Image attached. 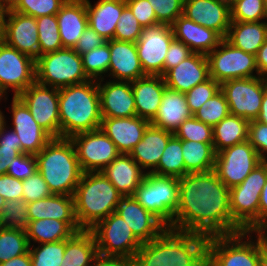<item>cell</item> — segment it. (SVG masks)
<instances>
[{"label": "cell", "instance_id": "1", "mask_svg": "<svg viewBox=\"0 0 267 266\" xmlns=\"http://www.w3.org/2000/svg\"><path fill=\"white\" fill-rule=\"evenodd\" d=\"M178 183V207L171 229L207 237L243 231L232 219L230 189L214 170L188 173Z\"/></svg>", "mask_w": 267, "mask_h": 266}, {"label": "cell", "instance_id": "2", "mask_svg": "<svg viewBox=\"0 0 267 266\" xmlns=\"http://www.w3.org/2000/svg\"><path fill=\"white\" fill-rule=\"evenodd\" d=\"M208 237L166 228L143 243L133 260L135 266H199L207 258Z\"/></svg>", "mask_w": 267, "mask_h": 266}, {"label": "cell", "instance_id": "3", "mask_svg": "<svg viewBox=\"0 0 267 266\" xmlns=\"http://www.w3.org/2000/svg\"><path fill=\"white\" fill-rule=\"evenodd\" d=\"M60 137L100 129L102 116L98 81L59 88Z\"/></svg>", "mask_w": 267, "mask_h": 266}, {"label": "cell", "instance_id": "4", "mask_svg": "<svg viewBox=\"0 0 267 266\" xmlns=\"http://www.w3.org/2000/svg\"><path fill=\"white\" fill-rule=\"evenodd\" d=\"M35 156L37 170L46 181L50 192L74 196L83 171L71 139L52 138Z\"/></svg>", "mask_w": 267, "mask_h": 266}, {"label": "cell", "instance_id": "5", "mask_svg": "<svg viewBox=\"0 0 267 266\" xmlns=\"http://www.w3.org/2000/svg\"><path fill=\"white\" fill-rule=\"evenodd\" d=\"M121 197L102 172L83 173L74 193L75 216L80 228L90 230L115 212Z\"/></svg>", "mask_w": 267, "mask_h": 266}, {"label": "cell", "instance_id": "6", "mask_svg": "<svg viewBox=\"0 0 267 266\" xmlns=\"http://www.w3.org/2000/svg\"><path fill=\"white\" fill-rule=\"evenodd\" d=\"M254 233L257 240L251 236ZM254 233L242 231L208 237L207 260L211 266H258L260 234Z\"/></svg>", "mask_w": 267, "mask_h": 266}, {"label": "cell", "instance_id": "7", "mask_svg": "<svg viewBox=\"0 0 267 266\" xmlns=\"http://www.w3.org/2000/svg\"><path fill=\"white\" fill-rule=\"evenodd\" d=\"M178 196V178L154 173H146L133 194L144 209L170 229L178 207Z\"/></svg>", "mask_w": 267, "mask_h": 266}, {"label": "cell", "instance_id": "8", "mask_svg": "<svg viewBox=\"0 0 267 266\" xmlns=\"http://www.w3.org/2000/svg\"><path fill=\"white\" fill-rule=\"evenodd\" d=\"M266 181L267 162H261L242 183L230 188L232 219L243 231L258 232L260 196Z\"/></svg>", "mask_w": 267, "mask_h": 266}, {"label": "cell", "instance_id": "9", "mask_svg": "<svg viewBox=\"0 0 267 266\" xmlns=\"http://www.w3.org/2000/svg\"><path fill=\"white\" fill-rule=\"evenodd\" d=\"M36 82L62 88L90 80L84 72L82 57L74 48H62L35 60Z\"/></svg>", "mask_w": 267, "mask_h": 266}, {"label": "cell", "instance_id": "10", "mask_svg": "<svg viewBox=\"0 0 267 266\" xmlns=\"http://www.w3.org/2000/svg\"><path fill=\"white\" fill-rule=\"evenodd\" d=\"M98 255L133 259L142 243L116 212L97 222L91 229Z\"/></svg>", "mask_w": 267, "mask_h": 266}, {"label": "cell", "instance_id": "11", "mask_svg": "<svg viewBox=\"0 0 267 266\" xmlns=\"http://www.w3.org/2000/svg\"><path fill=\"white\" fill-rule=\"evenodd\" d=\"M206 56L209 63V76L220 84L232 79L259 76L256 55L234 47L225 38ZM254 71L256 74L253 73Z\"/></svg>", "mask_w": 267, "mask_h": 266}, {"label": "cell", "instance_id": "12", "mask_svg": "<svg viewBox=\"0 0 267 266\" xmlns=\"http://www.w3.org/2000/svg\"><path fill=\"white\" fill-rule=\"evenodd\" d=\"M265 89V78H238L225 81L221 84L231 115L254 120L261 108Z\"/></svg>", "mask_w": 267, "mask_h": 266}, {"label": "cell", "instance_id": "13", "mask_svg": "<svg viewBox=\"0 0 267 266\" xmlns=\"http://www.w3.org/2000/svg\"><path fill=\"white\" fill-rule=\"evenodd\" d=\"M261 160L248 140L224 148L216 154L214 171L230 189L242 183Z\"/></svg>", "mask_w": 267, "mask_h": 266}, {"label": "cell", "instance_id": "14", "mask_svg": "<svg viewBox=\"0 0 267 266\" xmlns=\"http://www.w3.org/2000/svg\"><path fill=\"white\" fill-rule=\"evenodd\" d=\"M70 139L83 173L101 172L120 154L113 141L101 129L78 133Z\"/></svg>", "mask_w": 267, "mask_h": 266}, {"label": "cell", "instance_id": "15", "mask_svg": "<svg viewBox=\"0 0 267 266\" xmlns=\"http://www.w3.org/2000/svg\"><path fill=\"white\" fill-rule=\"evenodd\" d=\"M18 97L28 107L34 120L52 137H60L59 88L37 82L28 86Z\"/></svg>", "mask_w": 267, "mask_h": 266}, {"label": "cell", "instance_id": "16", "mask_svg": "<svg viewBox=\"0 0 267 266\" xmlns=\"http://www.w3.org/2000/svg\"><path fill=\"white\" fill-rule=\"evenodd\" d=\"M36 82L35 59L0 43V87L7 94L11 88L13 96H18L28 86Z\"/></svg>", "mask_w": 267, "mask_h": 266}, {"label": "cell", "instance_id": "17", "mask_svg": "<svg viewBox=\"0 0 267 266\" xmlns=\"http://www.w3.org/2000/svg\"><path fill=\"white\" fill-rule=\"evenodd\" d=\"M173 40L171 26L156 24L143 29L136 49L146 75H164V60Z\"/></svg>", "mask_w": 267, "mask_h": 266}, {"label": "cell", "instance_id": "18", "mask_svg": "<svg viewBox=\"0 0 267 266\" xmlns=\"http://www.w3.org/2000/svg\"><path fill=\"white\" fill-rule=\"evenodd\" d=\"M183 15L226 38L231 23L230 1L184 0Z\"/></svg>", "mask_w": 267, "mask_h": 266}, {"label": "cell", "instance_id": "19", "mask_svg": "<svg viewBox=\"0 0 267 266\" xmlns=\"http://www.w3.org/2000/svg\"><path fill=\"white\" fill-rule=\"evenodd\" d=\"M6 18L3 41L36 60L39 57L36 18L13 10L7 11Z\"/></svg>", "mask_w": 267, "mask_h": 266}, {"label": "cell", "instance_id": "20", "mask_svg": "<svg viewBox=\"0 0 267 266\" xmlns=\"http://www.w3.org/2000/svg\"><path fill=\"white\" fill-rule=\"evenodd\" d=\"M11 103L12 129L19 136L22 151L38 154L52 137L34 120L28 107L18 96H13Z\"/></svg>", "mask_w": 267, "mask_h": 266}, {"label": "cell", "instance_id": "21", "mask_svg": "<svg viewBox=\"0 0 267 266\" xmlns=\"http://www.w3.org/2000/svg\"><path fill=\"white\" fill-rule=\"evenodd\" d=\"M98 80L100 111L102 118H126L137 116L131 82Z\"/></svg>", "mask_w": 267, "mask_h": 266}, {"label": "cell", "instance_id": "22", "mask_svg": "<svg viewBox=\"0 0 267 266\" xmlns=\"http://www.w3.org/2000/svg\"><path fill=\"white\" fill-rule=\"evenodd\" d=\"M115 212L125 220L142 244L158 237L167 228L133 196H122Z\"/></svg>", "mask_w": 267, "mask_h": 266}, {"label": "cell", "instance_id": "23", "mask_svg": "<svg viewBox=\"0 0 267 266\" xmlns=\"http://www.w3.org/2000/svg\"><path fill=\"white\" fill-rule=\"evenodd\" d=\"M209 78V63L202 53H193L163 75L166 87L184 94Z\"/></svg>", "mask_w": 267, "mask_h": 266}, {"label": "cell", "instance_id": "24", "mask_svg": "<svg viewBox=\"0 0 267 266\" xmlns=\"http://www.w3.org/2000/svg\"><path fill=\"white\" fill-rule=\"evenodd\" d=\"M150 121L138 116L102 118L100 129L113 141L118 151L129 154L142 140Z\"/></svg>", "mask_w": 267, "mask_h": 266}, {"label": "cell", "instance_id": "25", "mask_svg": "<svg viewBox=\"0 0 267 266\" xmlns=\"http://www.w3.org/2000/svg\"><path fill=\"white\" fill-rule=\"evenodd\" d=\"M110 49V64L108 76L115 81L132 82L146 76L144 73L136 49V43L107 40Z\"/></svg>", "mask_w": 267, "mask_h": 266}, {"label": "cell", "instance_id": "26", "mask_svg": "<svg viewBox=\"0 0 267 266\" xmlns=\"http://www.w3.org/2000/svg\"><path fill=\"white\" fill-rule=\"evenodd\" d=\"M174 39L183 42L194 53L207 55L223 39L217 32L180 15L171 25Z\"/></svg>", "mask_w": 267, "mask_h": 266}, {"label": "cell", "instance_id": "27", "mask_svg": "<svg viewBox=\"0 0 267 266\" xmlns=\"http://www.w3.org/2000/svg\"><path fill=\"white\" fill-rule=\"evenodd\" d=\"M27 204L29 221L55 219L65 221L75 232L82 230L75 216L74 196L52 194Z\"/></svg>", "mask_w": 267, "mask_h": 266}, {"label": "cell", "instance_id": "28", "mask_svg": "<svg viewBox=\"0 0 267 266\" xmlns=\"http://www.w3.org/2000/svg\"><path fill=\"white\" fill-rule=\"evenodd\" d=\"M173 135V132L150 124L145 130L142 140L129 155L145 173H152L157 168L162 153Z\"/></svg>", "mask_w": 267, "mask_h": 266}, {"label": "cell", "instance_id": "29", "mask_svg": "<svg viewBox=\"0 0 267 266\" xmlns=\"http://www.w3.org/2000/svg\"><path fill=\"white\" fill-rule=\"evenodd\" d=\"M63 48H74L88 27L85 0H67L56 14Z\"/></svg>", "mask_w": 267, "mask_h": 266}, {"label": "cell", "instance_id": "30", "mask_svg": "<svg viewBox=\"0 0 267 266\" xmlns=\"http://www.w3.org/2000/svg\"><path fill=\"white\" fill-rule=\"evenodd\" d=\"M136 115L151 121L157 114L166 85L161 75H146L131 82Z\"/></svg>", "mask_w": 267, "mask_h": 266}, {"label": "cell", "instance_id": "31", "mask_svg": "<svg viewBox=\"0 0 267 266\" xmlns=\"http://www.w3.org/2000/svg\"><path fill=\"white\" fill-rule=\"evenodd\" d=\"M101 172L122 196H133L146 174L129 154L122 153Z\"/></svg>", "mask_w": 267, "mask_h": 266}, {"label": "cell", "instance_id": "32", "mask_svg": "<svg viewBox=\"0 0 267 266\" xmlns=\"http://www.w3.org/2000/svg\"><path fill=\"white\" fill-rule=\"evenodd\" d=\"M192 115L185 94L166 87L157 114L150 123L174 133Z\"/></svg>", "mask_w": 267, "mask_h": 266}, {"label": "cell", "instance_id": "33", "mask_svg": "<svg viewBox=\"0 0 267 266\" xmlns=\"http://www.w3.org/2000/svg\"><path fill=\"white\" fill-rule=\"evenodd\" d=\"M86 1L88 26L106 40L114 39L115 29L125 0H98L94 5Z\"/></svg>", "mask_w": 267, "mask_h": 266}, {"label": "cell", "instance_id": "34", "mask_svg": "<svg viewBox=\"0 0 267 266\" xmlns=\"http://www.w3.org/2000/svg\"><path fill=\"white\" fill-rule=\"evenodd\" d=\"M267 38V21H231L226 40L244 52L256 55Z\"/></svg>", "mask_w": 267, "mask_h": 266}, {"label": "cell", "instance_id": "35", "mask_svg": "<svg viewBox=\"0 0 267 266\" xmlns=\"http://www.w3.org/2000/svg\"><path fill=\"white\" fill-rule=\"evenodd\" d=\"M97 256L93 234L90 230L82 229L66 239V249L60 266H91Z\"/></svg>", "mask_w": 267, "mask_h": 266}, {"label": "cell", "instance_id": "36", "mask_svg": "<svg viewBox=\"0 0 267 266\" xmlns=\"http://www.w3.org/2000/svg\"><path fill=\"white\" fill-rule=\"evenodd\" d=\"M249 120L229 114L213 127L215 152L248 140Z\"/></svg>", "mask_w": 267, "mask_h": 266}, {"label": "cell", "instance_id": "37", "mask_svg": "<svg viewBox=\"0 0 267 266\" xmlns=\"http://www.w3.org/2000/svg\"><path fill=\"white\" fill-rule=\"evenodd\" d=\"M216 154L213 143L182 140L185 175L214 170Z\"/></svg>", "mask_w": 267, "mask_h": 266}, {"label": "cell", "instance_id": "38", "mask_svg": "<svg viewBox=\"0 0 267 266\" xmlns=\"http://www.w3.org/2000/svg\"><path fill=\"white\" fill-rule=\"evenodd\" d=\"M75 231L65 222L55 219L30 221L26 228L29 244L53 243L69 239Z\"/></svg>", "mask_w": 267, "mask_h": 266}, {"label": "cell", "instance_id": "39", "mask_svg": "<svg viewBox=\"0 0 267 266\" xmlns=\"http://www.w3.org/2000/svg\"><path fill=\"white\" fill-rule=\"evenodd\" d=\"M152 173L176 178H181L185 175L182 140L175 135L169 139L158 166Z\"/></svg>", "mask_w": 267, "mask_h": 266}, {"label": "cell", "instance_id": "40", "mask_svg": "<svg viewBox=\"0 0 267 266\" xmlns=\"http://www.w3.org/2000/svg\"><path fill=\"white\" fill-rule=\"evenodd\" d=\"M29 241L26 230L0 228V263L29 252Z\"/></svg>", "mask_w": 267, "mask_h": 266}, {"label": "cell", "instance_id": "41", "mask_svg": "<svg viewBox=\"0 0 267 266\" xmlns=\"http://www.w3.org/2000/svg\"><path fill=\"white\" fill-rule=\"evenodd\" d=\"M38 26L39 56L63 48L56 15H44L36 18Z\"/></svg>", "mask_w": 267, "mask_h": 266}, {"label": "cell", "instance_id": "42", "mask_svg": "<svg viewBox=\"0 0 267 266\" xmlns=\"http://www.w3.org/2000/svg\"><path fill=\"white\" fill-rule=\"evenodd\" d=\"M81 57L84 72L89 79L96 81L104 79L110 64V49L107 42L82 54Z\"/></svg>", "mask_w": 267, "mask_h": 266}, {"label": "cell", "instance_id": "43", "mask_svg": "<svg viewBox=\"0 0 267 266\" xmlns=\"http://www.w3.org/2000/svg\"><path fill=\"white\" fill-rule=\"evenodd\" d=\"M32 246V247H31ZM66 249V240L30 245L29 252L32 266H60Z\"/></svg>", "mask_w": 267, "mask_h": 266}, {"label": "cell", "instance_id": "44", "mask_svg": "<svg viewBox=\"0 0 267 266\" xmlns=\"http://www.w3.org/2000/svg\"><path fill=\"white\" fill-rule=\"evenodd\" d=\"M229 114L227 100L223 92L220 90L195 111L193 116L199 121L214 127Z\"/></svg>", "mask_w": 267, "mask_h": 266}, {"label": "cell", "instance_id": "45", "mask_svg": "<svg viewBox=\"0 0 267 266\" xmlns=\"http://www.w3.org/2000/svg\"><path fill=\"white\" fill-rule=\"evenodd\" d=\"M231 21H265L264 0H231Z\"/></svg>", "mask_w": 267, "mask_h": 266}, {"label": "cell", "instance_id": "46", "mask_svg": "<svg viewBox=\"0 0 267 266\" xmlns=\"http://www.w3.org/2000/svg\"><path fill=\"white\" fill-rule=\"evenodd\" d=\"M29 222L28 204L23 199L5 202L0 215L1 227L26 230Z\"/></svg>", "mask_w": 267, "mask_h": 266}, {"label": "cell", "instance_id": "47", "mask_svg": "<svg viewBox=\"0 0 267 266\" xmlns=\"http://www.w3.org/2000/svg\"><path fill=\"white\" fill-rule=\"evenodd\" d=\"M174 135L180 140L213 143V127L199 121L193 115L180 125Z\"/></svg>", "mask_w": 267, "mask_h": 266}, {"label": "cell", "instance_id": "48", "mask_svg": "<svg viewBox=\"0 0 267 266\" xmlns=\"http://www.w3.org/2000/svg\"><path fill=\"white\" fill-rule=\"evenodd\" d=\"M143 29V26L138 22L130 8L126 5L117 23L114 39L136 43Z\"/></svg>", "mask_w": 267, "mask_h": 266}, {"label": "cell", "instance_id": "49", "mask_svg": "<svg viewBox=\"0 0 267 266\" xmlns=\"http://www.w3.org/2000/svg\"><path fill=\"white\" fill-rule=\"evenodd\" d=\"M66 1L67 0H20L13 11L34 18L44 15H56Z\"/></svg>", "mask_w": 267, "mask_h": 266}, {"label": "cell", "instance_id": "50", "mask_svg": "<svg viewBox=\"0 0 267 266\" xmlns=\"http://www.w3.org/2000/svg\"><path fill=\"white\" fill-rule=\"evenodd\" d=\"M221 90V84L213 78H209L203 83L185 93L188 108L192 114L195 113L207 100L213 97Z\"/></svg>", "mask_w": 267, "mask_h": 266}, {"label": "cell", "instance_id": "51", "mask_svg": "<svg viewBox=\"0 0 267 266\" xmlns=\"http://www.w3.org/2000/svg\"><path fill=\"white\" fill-rule=\"evenodd\" d=\"M155 12L157 24L171 26L183 14L184 0H148Z\"/></svg>", "mask_w": 267, "mask_h": 266}, {"label": "cell", "instance_id": "52", "mask_svg": "<svg viewBox=\"0 0 267 266\" xmlns=\"http://www.w3.org/2000/svg\"><path fill=\"white\" fill-rule=\"evenodd\" d=\"M22 186V199L26 203L44 199L52 195L46 181L43 179V176L38 172V170L29 178L23 180Z\"/></svg>", "mask_w": 267, "mask_h": 266}, {"label": "cell", "instance_id": "53", "mask_svg": "<svg viewBox=\"0 0 267 266\" xmlns=\"http://www.w3.org/2000/svg\"><path fill=\"white\" fill-rule=\"evenodd\" d=\"M36 171V156L34 154L22 153L12 159L6 174L23 181L33 175Z\"/></svg>", "mask_w": 267, "mask_h": 266}, {"label": "cell", "instance_id": "54", "mask_svg": "<svg viewBox=\"0 0 267 266\" xmlns=\"http://www.w3.org/2000/svg\"><path fill=\"white\" fill-rule=\"evenodd\" d=\"M248 141L257 151L261 162H267V125L255 119L250 120Z\"/></svg>", "mask_w": 267, "mask_h": 266}, {"label": "cell", "instance_id": "55", "mask_svg": "<svg viewBox=\"0 0 267 266\" xmlns=\"http://www.w3.org/2000/svg\"><path fill=\"white\" fill-rule=\"evenodd\" d=\"M125 2L143 28L157 24L155 12L148 0H125Z\"/></svg>", "mask_w": 267, "mask_h": 266}, {"label": "cell", "instance_id": "56", "mask_svg": "<svg viewBox=\"0 0 267 266\" xmlns=\"http://www.w3.org/2000/svg\"><path fill=\"white\" fill-rule=\"evenodd\" d=\"M194 52L183 42L174 39L169 46L164 60V74L182 61L191 56Z\"/></svg>", "mask_w": 267, "mask_h": 266}, {"label": "cell", "instance_id": "57", "mask_svg": "<svg viewBox=\"0 0 267 266\" xmlns=\"http://www.w3.org/2000/svg\"><path fill=\"white\" fill-rule=\"evenodd\" d=\"M0 195L6 201L22 199V180L7 174L0 175Z\"/></svg>", "mask_w": 267, "mask_h": 266}, {"label": "cell", "instance_id": "58", "mask_svg": "<svg viewBox=\"0 0 267 266\" xmlns=\"http://www.w3.org/2000/svg\"><path fill=\"white\" fill-rule=\"evenodd\" d=\"M106 41V39L88 26L79 38L74 50L82 55L94 48L102 46Z\"/></svg>", "mask_w": 267, "mask_h": 266}, {"label": "cell", "instance_id": "59", "mask_svg": "<svg viewBox=\"0 0 267 266\" xmlns=\"http://www.w3.org/2000/svg\"><path fill=\"white\" fill-rule=\"evenodd\" d=\"M0 127V146L8 147V148H15L20 154L24 153L21 148V142L17 133L10 129L7 131L6 123Z\"/></svg>", "mask_w": 267, "mask_h": 266}, {"label": "cell", "instance_id": "60", "mask_svg": "<svg viewBox=\"0 0 267 266\" xmlns=\"http://www.w3.org/2000/svg\"><path fill=\"white\" fill-rule=\"evenodd\" d=\"M91 266H135L133 259L119 257H104L98 255Z\"/></svg>", "mask_w": 267, "mask_h": 266}, {"label": "cell", "instance_id": "61", "mask_svg": "<svg viewBox=\"0 0 267 266\" xmlns=\"http://www.w3.org/2000/svg\"><path fill=\"white\" fill-rule=\"evenodd\" d=\"M19 155L20 153L15 148L0 146V175L7 173L12 159Z\"/></svg>", "mask_w": 267, "mask_h": 266}, {"label": "cell", "instance_id": "62", "mask_svg": "<svg viewBox=\"0 0 267 266\" xmlns=\"http://www.w3.org/2000/svg\"><path fill=\"white\" fill-rule=\"evenodd\" d=\"M267 224V181L262 189L258 209V231Z\"/></svg>", "mask_w": 267, "mask_h": 266}, {"label": "cell", "instance_id": "63", "mask_svg": "<svg viewBox=\"0 0 267 266\" xmlns=\"http://www.w3.org/2000/svg\"><path fill=\"white\" fill-rule=\"evenodd\" d=\"M258 75L267 78V38L256 54Z\"/></svg>", "mask_w": 267, "mask_h": 266}, {"label": "cell", "instance_id": "64", "mask_svg": "<svg viewBox=\"0 0 267 266\" xmlns=\"http://www.w3.org/2000/svg\"><path fill=\"white\" fill-rule=\"evenodd\" d=\"M0 266H32L30 252L0 263Z\"/></svg>", "mask_w": 267, "mask_h": 266}, {"label": "cell", "instance_id": "65", "mask_svg": "<svg viewBox=\"0 0 267 266\" xmlns=\"http://www.w3.org/2000/svg\"><path fill=\"white\" fill-rule=\"evenodd\" d=\"M255 120L267 125V78H265V89L260 112Z\"/></svg>", "mask_w": 267, "mask_h": 266}, {"label": "cell", "instance_id": "66", "mask_svg": "<svg viewBox=\"0 0 267 266\" xmlns=\"http://www.w3.org/2000/svg\"><path fill=\"white\" fill-rule=\"evenodd\" d=\"M258 266H267V249L265 247L264 241L260 236V258Z\"/></svg>", "mask_w": 267, "mask_h": 266}, {"label": "cell", "instance_id": "67", "mask_svg": "<svg viewBox=\"0 0 267 266\" xmlns=\"http://www.w3.org/2000/svg\"><path fill=\"white\" fill-rule=\"evenodd\" d=\"M6 14L7 10L0 4V43L3 41Z\"/></svg>", "mask_w": 267, "mask_h": 266}, {"label": "cell", "instance_id": "68", "mask_svg": "<svg viewBox=\"0 0 267 266\" xmlns=\"http://www.w3.org/2000/svg\"><path fill=\"white\" fill-rule=\"evenodd\" d=\"M20 0H0V4L7 10H13L18 4Z\"/></svg>", "mask_w": 267, "mask_h": 266}, {"label": "cell", "instance_id": "69", "mask_svg": "<svg viewBox=\"0 0 267 266\" xmlns=\"http://www.w3.org/2000/svg\"><path fill=\"white\" fill-rule=\"evenodd\" d=\"M258 233L260 234V236L262 237L263 241H264V244H265V247L267 249V224L262 227Z\"/></svg>", "mask_w": 267, "mask_h": 266}, {"label": "cell", "instance_id": "70", "mask_svg": "<svg viewBox=\"0 0 267 266\" xmlns=\"http://www.w3.org/2000/svg\"><path fill=\"white\" fill-rule=\"evenodd\" d=\"M5 117L6 116H4V113L0 110V127L5 123V120H6Z\"/></svg>", "mask_w": 267, "mask_h": 266}, {"label": "cell", "instance_id": "71", "mask_svg": "<svg viewBox=\"0 0 267 266\" xmlns=\"http://www.w3.org/2000/svg\"><path fill=\"white\" fill-rule=\"evenodd\" d=\"M5 202H6V200L0 195V215H1L2 209L5 205Z\"/></svg>", "mask_w": 267, "mask_h": 266}, {"label": "cell", "instance_id": "72", "mask_svg": "<svg viewBox=\"0 0 267 266\" xmlns=\"http://www.w3.org/2000/svg\"><path fill=\"white\" fill-rule=\"evenodd\" d=\"M3 97L7 100L6 93L0 87V100H2Z\"/></svg>", "mask_w": 267, "mask_h": 266}, {"label": "cell", "instance_id": "73", "mask_svg": "<svg viewBox=\"0 0 267 266\" xmlns=\"http://www.w3.org/2000/svg\"><path fill=\"white\" fill-rule=\"evenodd\" d=\"M264 13H265L266 21H267V0H264Z\"/></svg>", "mask_w": 267, "mask_h": 266}, {"label": "cell", "instance_id": "74", "mask_svg": "<svg viewBox=\"0 0 267 266\" xmlns=\"http://www.w3.org/2000/svg\"><path fill=\"white\" fill-rule=\"evenodd\" d=\"M199 266H211L207 258Z\"/></svg>", "mask_w": 267, "mask_h": 266}]
</instances>
